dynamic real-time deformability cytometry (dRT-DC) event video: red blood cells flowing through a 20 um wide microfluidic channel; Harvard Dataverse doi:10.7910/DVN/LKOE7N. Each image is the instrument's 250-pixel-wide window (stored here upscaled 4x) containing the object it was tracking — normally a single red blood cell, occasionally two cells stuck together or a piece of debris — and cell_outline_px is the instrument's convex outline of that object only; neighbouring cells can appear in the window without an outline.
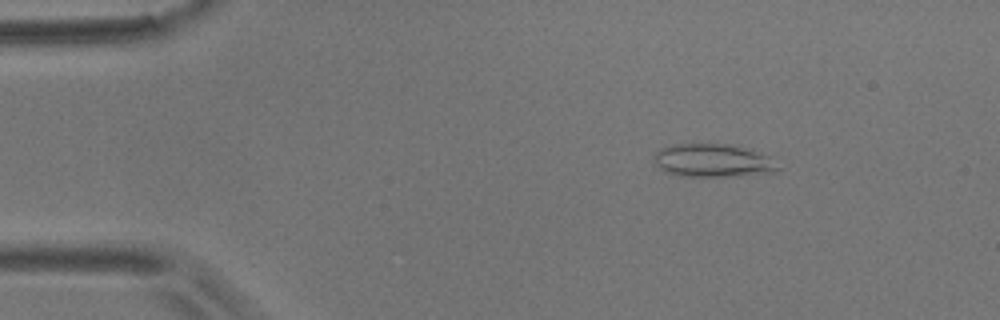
{"species": "common noctule bat (a hibernating species)", "species_latin": "Nyctalus noctula", "temperature_condition": "room temperature", "stored_images_in_passage": 5, "camera_frame_rate_fps": 3000, "um_per_image_px": 0.085, "animal": {"sex": "male", "body_mass_g": 17.9}, "frame": {"image": 1, "passage_image": 3, "time_ms": 0.667, "image_size_px": [1000, 320], "cell_outline_px": [[780, 168], [776, 172], [740, 176], [680, 176], [664, 172], [656, 164], [656, 152], [660, 148], [672, 144], [736, 144], [752, 148], [768, 156]], "centroid_in_image_um": [60.64, 13.64], "position_along_channel_um": 24.4, "area_um2": 24.22}}